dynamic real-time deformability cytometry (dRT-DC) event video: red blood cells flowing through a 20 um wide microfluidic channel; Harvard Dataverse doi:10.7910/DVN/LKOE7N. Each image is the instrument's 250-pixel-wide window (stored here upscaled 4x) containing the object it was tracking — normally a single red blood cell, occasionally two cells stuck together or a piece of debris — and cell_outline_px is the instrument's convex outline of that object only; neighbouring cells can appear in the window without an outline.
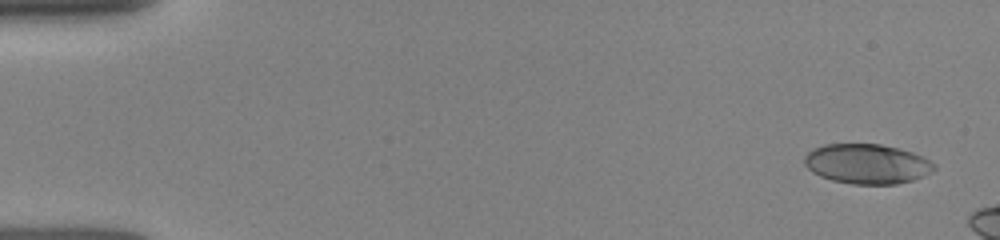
{"species": "human", "species_latin": "Homo sapiens", "temperature_condition": "room temperature", "stored_images_in_passage": 11, "camera_frame_rate_fps": 3000, "um_per_image_px": 0.085, "donor": {"sex": "female"}, "frame": {"image": 1, "passage_image": 1, "time_ms": 0.0, "image_size_px": [1000, 240], "cell_outline_px": [[936, 168], [932, 172], [924, 176], [912, 180], [896, 184], [852, 184], [832, 180], [820, 176], [812, 172], [804, 164], [804, 156], [812, 148], [824, 144], [880, 144], [912, 152], [924, 156], [936, 164]], "centroid_in_image_um": [73.7, 13.93], "position_along_channel_um": 11.3, "area_um2": 30.29}}